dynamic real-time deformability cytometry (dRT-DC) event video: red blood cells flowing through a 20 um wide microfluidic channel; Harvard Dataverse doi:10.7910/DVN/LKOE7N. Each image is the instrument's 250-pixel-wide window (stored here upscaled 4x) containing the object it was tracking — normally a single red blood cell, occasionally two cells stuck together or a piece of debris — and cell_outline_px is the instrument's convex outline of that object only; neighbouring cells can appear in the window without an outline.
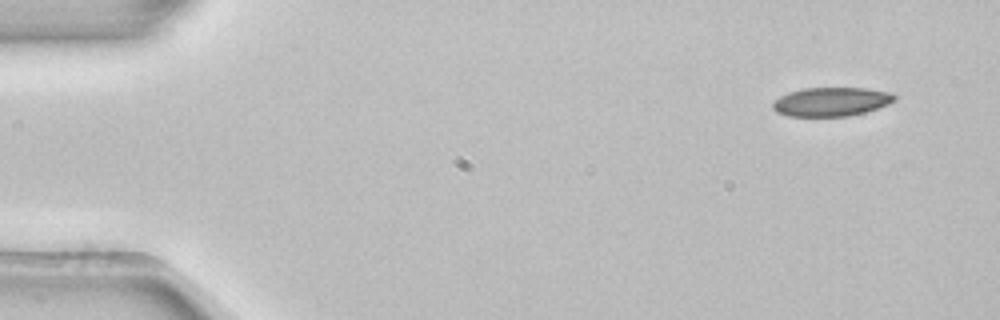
{"species": "common noctule bat (a hibernating species)", "species_latin": "Nyctalus noctula", "temperature_condition": "room temperature", "stored_images_in_passage": 5, "camera_frame_rate_fps": 3000, "um_per_image_px": 0.085, "animal": {"sex": "female", "body_mass_g": 22.7, "forearm_length_mm": 54.2}, "frame": {"image": 1, "passage_image": 1, "time_ms": 0.0, "image_size_px": [1000, 320], "cell_outline_px": [[896, 100], [888, 104], [864, 112], [848, 116], [788, 116], [776, 112], [772, 108], [772, 104], [780, 96], [788, 92], [804, 88], [868, 88], [892, 92], [896, 96]], "centroid_in_image_um": [70.66, 8.64], "position_along_channel_um": 14.3, "area_um2": 20.52}}